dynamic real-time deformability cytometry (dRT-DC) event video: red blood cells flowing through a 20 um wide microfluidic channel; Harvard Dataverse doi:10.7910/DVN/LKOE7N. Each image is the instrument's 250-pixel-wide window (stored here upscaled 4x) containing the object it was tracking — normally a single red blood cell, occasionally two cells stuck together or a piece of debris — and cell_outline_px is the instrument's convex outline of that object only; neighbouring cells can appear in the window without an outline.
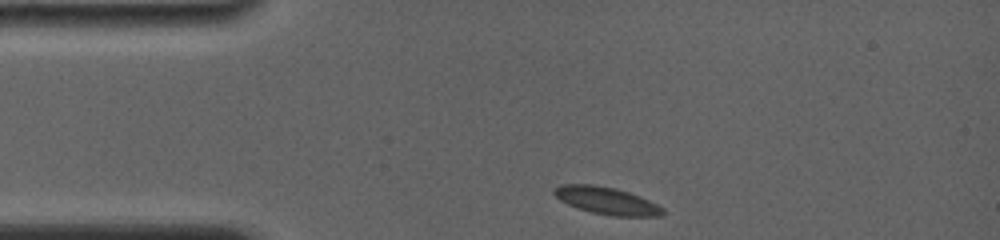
{"species": "common noctule bat (a hibernating species)", "species_latin": "Nyctalus noctula", "temperature_condition": "room temperature", "stored_images_in_passage": 16, "camera_frame_rate_fps": 4000, "um_per_image_px": 0.085, "animal": {"sex": "female", "body_mass_g": 19.0, "forearm_length_mm": 56.7}, "frame": {"image": 1, "passage_image": 1, "time_ms": 0.0, "image_size_px": [1000, 240], "cell_outline_px": [[664, 216], [612, 216], [592, 212], [568, 204], [560, 200], [552, 192], [560, 184], [592, 184], [616, 188], [640, 196], [664, 208]], "centroid_in_image_um": [51.58, 17.05], "position_along_channel_um": 33.4, "area_um2": 17.17}}
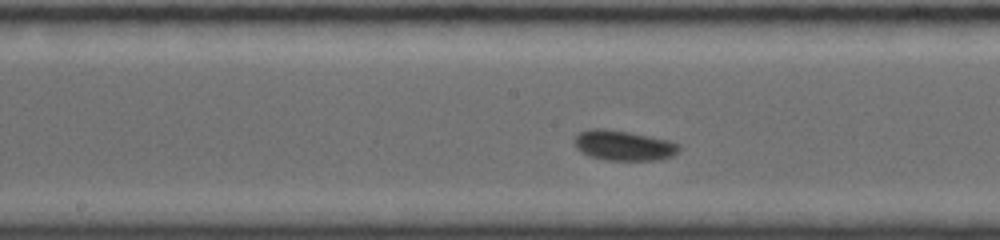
{"frame": {"image": 2, "passage_image": 10, "time_ms": 5.25, "image_size_px": [1000, 240], "cell_outline_px": [[680, 148], [672, 156], [660, 160], [608, 160], [592, 156], [580, 152], [576, 148], [572, 140], [580, 132], [592, 128], [604, 128], [628, 132], [668, 140], [680, 144]], "centroid_in_image_um": [52.98, 12.36], "position_along_channel_um": 195.2, "area_um2": 18.32}}
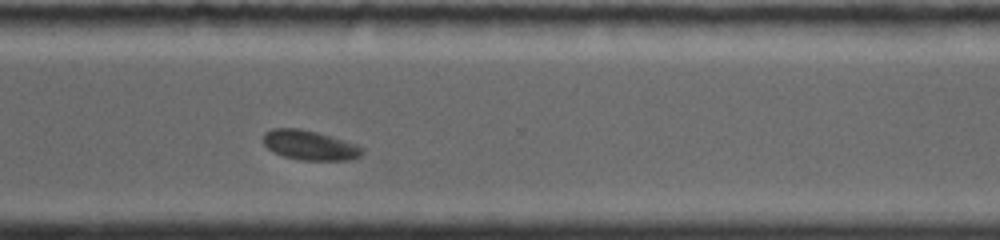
{"frame": {"image": 3, "passage_image": 16, "time_ms": 9.25, "image_size_px": [1000, 240], "cell_outline_px": [[364, 152], [360, 156], [348, 160], [300, 160], [284, 156], [268, 148], [264, 144], [264, 132], [272, 128], [300, 128], [316, 132], [356, 144], [364, 148]], "centroid_in_image_um": [26.33, 12.34], "position_along_channel_um": 344.3, "area_um2": 16.94}}